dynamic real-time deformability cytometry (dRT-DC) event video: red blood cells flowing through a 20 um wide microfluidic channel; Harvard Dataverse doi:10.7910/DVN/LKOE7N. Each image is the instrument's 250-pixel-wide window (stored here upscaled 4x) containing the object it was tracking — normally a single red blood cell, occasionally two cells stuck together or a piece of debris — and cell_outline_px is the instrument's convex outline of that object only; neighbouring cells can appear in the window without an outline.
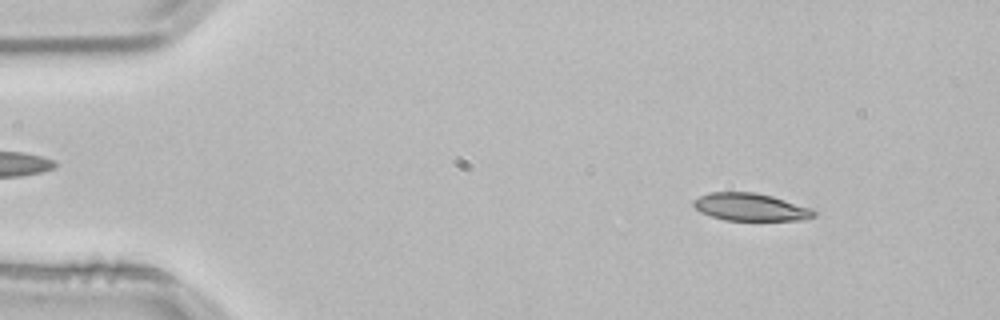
{"species": "common noctule bat (a hibernating species)", "species_latin": "Nyctalus noctula", "temperature_condition": "room temperature", "stored_images_in_passage": 52, "camera_frame_rate_fps": 3000, "um_per_image_px": 0.085, "animal": {"sex": "male", "body_mass_g": 21.5, "forearm_length_mm": 52.0}, "frame": {"image": 1, "passage_image": 6, "time_ms": 1.667, "image_size_px": [1000, 320], "cell_outline_px": [[816, 216], [804, 220], [724, 220], [700, 212], [692, 204], [692, 200], [708, 192], [756, 192], [772, 196], [812, 208], [816, 212]], "centroid_in_image_um": [63.8, 17.6], "position_along_channel_um": 21.2, "area_um2": 19.42}}
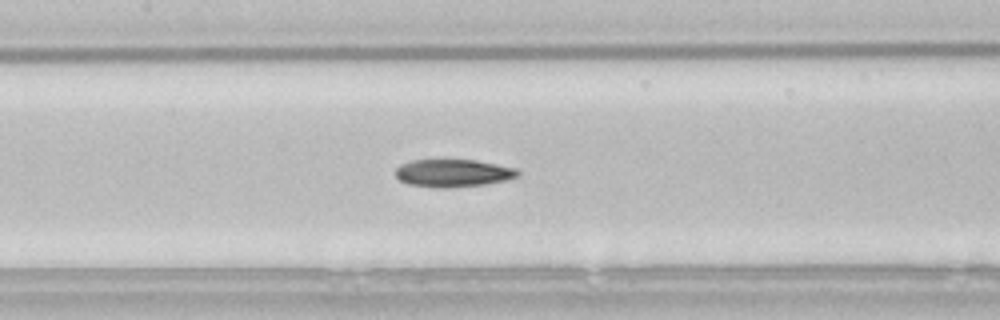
{"frame": {"image": 2, "passage_image": 24, "time_ms": 7.667, "image_size_px": [1000, 320], "cell_outline_px": [[520, 176], [504, 180], [484, 184], [452, 188], [432, 188], [408, 184], [400, 180], [392, 172], [400, 164], [412, 160], [476, 160], [516, 168], [520, 172]], "centroid_in_image_um": [38.47, 14.72], "position_along_channel_um": 168.9, "area_um2": 19.94}}
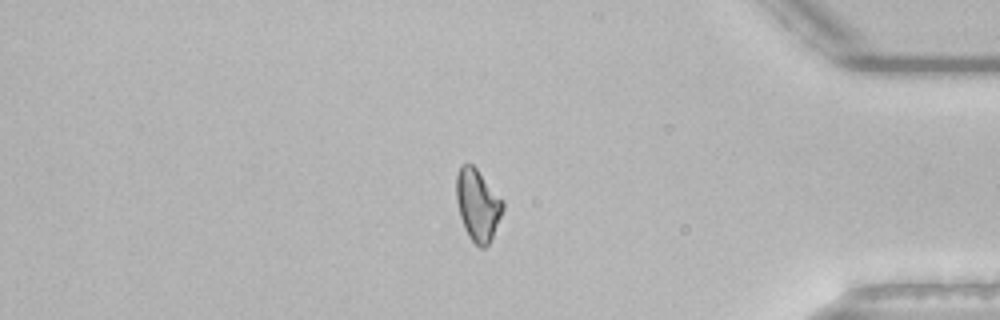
{"frame": {"image": 3, "passage_image": 44, "time_ms": 14.333, "image_size_px": [1000, 320], "cell_outline_px": [[504, 208], [492, 236], [488, 244], [484, 248], [480, 248], [468, 236], [464, 228], [460, 216], [456, 200], [456, 176], [460, 164], [472, 164], [476, 168], [504, 200]], "centroid_in_image_um": [40.59, 17.4], "position_along_channel_um": 394.6, "area_um2": 19.42}, "authors_computed_cell_mechanics": {"area_um2": 19.7098, "velocity_mm_per_s": 3.8455, "shape_relaxation_time_tau1_ms": 5.8631, "shape_relaxation_time_tau2_ms": 5.2707, "deformation_change_tau1": 0.1645, "deformation_change_tau2": 0.1316}}